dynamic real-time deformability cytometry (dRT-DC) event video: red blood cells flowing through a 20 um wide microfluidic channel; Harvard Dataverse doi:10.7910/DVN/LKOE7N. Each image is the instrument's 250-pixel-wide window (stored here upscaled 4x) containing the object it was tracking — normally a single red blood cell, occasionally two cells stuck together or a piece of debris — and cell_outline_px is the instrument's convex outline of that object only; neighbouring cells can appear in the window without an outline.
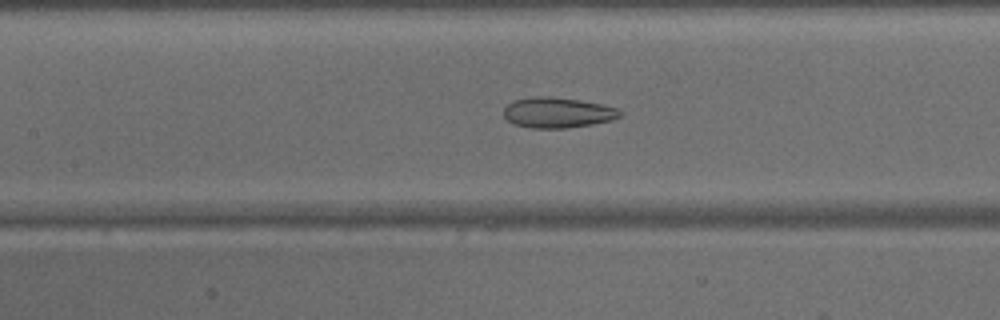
{"species": "common noctule bat (a hibernating species)", "species_latin": "Nyctalus noctula", "temperature_condition": "warm", "stored_images_in_passage": 44, "camera_frame_rate_fps": 3000, "um_per_image_px": 0.085, "animal": {"sex": "male", "body_mass_g": 15.6}, "frame": {"image": 1, "passage_image": 17, "time_ms": 5.333, "image_size_px": [1000, 320], "cell_outline_px": [[620, 116], [612, 120], [592, 124], [568, 128], [532, 128], [512, 124], [504, 116], [504, 108], [508, 104], [516, 100], [536, 96], [548, 96], [580, 100], [600, 104], [616, 108], [620, 112]], "centroid_in_image_um": [47.37, 9.58], "position_along_channel_um": 160.0, "area_um2": 20.46}}
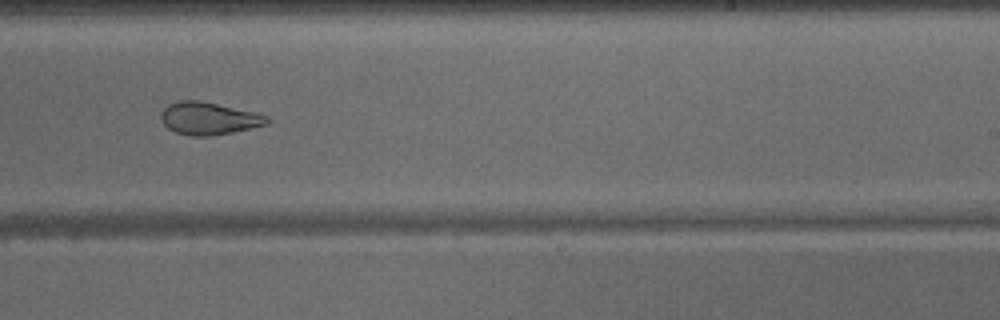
{"frame": {"image": 2, "passage_image": 25, "time_ms": 8.0, "image_size_px": [1000, 320], "cell_outline_px": [[272, 120], [268, 124], [232, 132], [208, 136], [192, 136], [176, 132], [168, 128], [160, 120], [160, 112], [168, 104], [176, 100], [200, 100], [256, 112], [268, 116]], "centroid_in_image_um": [17.74, 10.05], "position_along_channel_um": 271.3, "area_um2": 20.29}}
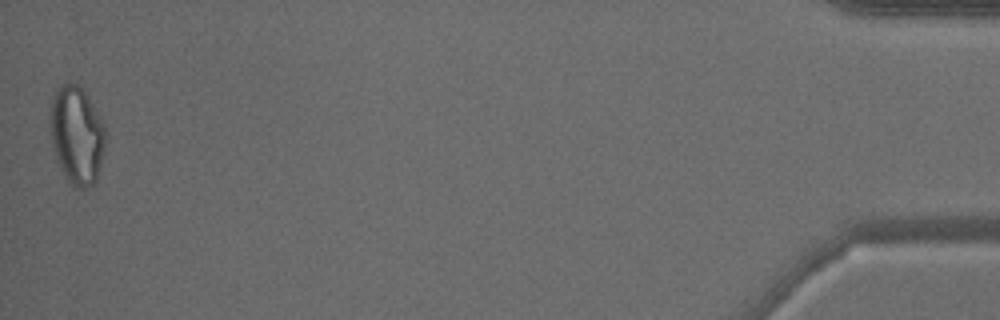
{"frame": {"image": 3, "passage_image": 43, "time_ms": 14.0, "image_size_px": [1000, 320], "cell_outline_px": [[108, 132], [96, 180], [92, 184], [84, 188], [76, 188], [68, 180], [56, 160], [52, 144], [52, 100], [60, 84], [68, 80], [76, 84], [88, 96], [104, 124]], "centroid_in_image_um": [6.56, 11.47], "position_along_channel_um": 428.6, "area_um2": 31.15}}